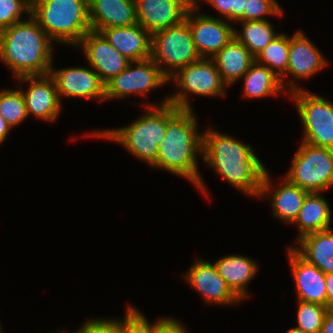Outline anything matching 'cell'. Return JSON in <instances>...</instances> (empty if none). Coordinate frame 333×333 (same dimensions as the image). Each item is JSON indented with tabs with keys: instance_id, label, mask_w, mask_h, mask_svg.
<instances>
[{
	"instance_id": "cell-1",
	"label": "cell",
	"mask_w": 333,
	"mask_h": 333,
	"mask_svg": "<svg viewBox=\"0 0 333 333\" xmlns=\"http://www.w3.org/2000/svg\"><path fill=\"white\" fill-rule=\"evenodd\" d=\"M199 129L194 108L179 109L167 103V128L158 146L157 160L151 167L182 176L209 198L198 170L197 161L202 156V132Z\"/></svg>"
},
{
	"instance_id": "cell-2",
	"label": "cell",
	"mask_w": 333,
	"mask_h": 333,
	"mask_svg": "<svg viewBox=\"0 0 333 333\" xmlns=\"http://www.w3.org/2000/svg\"><path fill=\"white\" fill-rule=\"evenodd\" d=\"M202 132V160L218 176L250 197L259 199L266 166L251 145L214 128Z\"/></svg>"
},
{
	"instance_id": "cell-3",
	"label": "cell",
	"mask_w": 333,
	"mask_h": 333,
	"mask_svg": "<svg viewBox=\"0 0 333 333\" xmlns=\"http://www.w3.org/2000/svg\"><path fill=\"white\" fill-rule=\"evenodd\" d=\"M56 45L35 19L16 22L0 31V60L14 77L47 75Z\"/></svg>"
},
{
	"instance_id": "cell-4",
	"label": "cell",
	"mask_w": 333,
	"mask_h": 333,
	"mask_svg": "<svg viewBox=\"0 0 333 333\" xmlns=\"http://www.w3.org/2000/svg\"><path fill=\"white\" fill-rule=\"evenodd\" d=\"M167 96L161 103H145L144 113L131 124L119 128L91 131L86 136L111 140L122 145L132 156L152 165L167 128ZM165 100V101H164Z\"/></svg>"
},
{
	"instance_id": "cell-5",
	"label": "cell",
	"mask_w": 333,
	"mask_h": 333,
	"mask_svg": "<svg viewBox=\"0 0 333 333\" xmlns=\"http://www.w3.org/2000/svg\"><path fill=\"white\" fill-rule=\"evenodd\" d=\"M30 15L54 43L76 47L91 30L88 0H32Z\"/></svg>"
},
{
	"instance_id": "cell-6",
	"label": "cell",
	"mask_w": 333,
	"mask_h": 333,
	"mask_svg": "<svg viewBox=\"0 0 333 333\" xmlns=\"http://www.w3.org/2000/svg\"><path fill=\"white\" fill-rule=\"evenodd\" d=\"M300 144L284 177L309 193H324L333 187V149Z\"/></svg>"
},
{
	"instance_id": "cell-7",
	"label": "cell",
	"mask_w": 333,
	"mask_h": 333,
	"mask_svg": "<svg viewBox=\"0 0 333 333\" xmlns=\"http://www.w3.org/2000/svg\"><path fill=\"white\" fill-rule=\"evenodd\" d=\"M200 58L186 20L152 35L151 59L168 79Z\"/></svg>"
},
{
	"instance_id": "cell-8",
	"label": "cell",
	"mask_w": 333,
	"mask_h": 333,
	"mask_svg": "<svg viewBox=\"0 0 333 333\" xmlns=\"http://www.w3.org/2000/svg\"><path fill=\"white\" fill-rule=\"evenodd\" d=\"M179 88L175 94L169 95L168 103L179 109H193L189 97L194 94L206 97H226L227 85L212 58H200L198 61L180 69L169 82Z\"/></svg>"
},
{
	"instance_id": "cell-9",
	"label": "cell",
	"mask_w": 333,
	"mask_h": 333,
	"mask_svg": "<svg viewBox=\"0 0 333 333\" xmlns=\"http://www.w3.org/2000/svg\"><path fill=\"white\" fill-rule=\"evenodd\" d=\"M295 102L304 134L302 141L333 149V103L304 88L288 93Z\"/></svg>"
},
{
	"instance_id": "cell-10",
	"label": "cell",
	"mask_w": 333,
	"mask_h": 333,
	"mask_svg": "<svg viewBox=\"0 0 333 333\" xmlns=\"http://www.w3.org/2000/svg\"><path fill=\"white\" fill-rule=\"evenodd\" d=\"M169 83L158 65L151 59L130 61L128 66L105 84V101L139 95L148 98L150 91Z\"/></svg>"
},
{
	"instance_id": "cell-11",
	"label": "cell",
	"mask_w": 333,
	"mask_h": 333,
	"mask_svg": "<svg viewBox=\"0 0 333 333\" xmlns=\"http://www.w3.org/2000/svg\"><path fill=\"white\" fill-rule=\"evenodd\" d=\"M198 2L188 10L185 20L189 24L195 48L201 58L214 57L234 37L235 28L228 21L198 13ZM210 56V57H209Z\"/></svg>"
},
{
	"instance_id": "cell-12",
	"label": "cell",
	"mask_w": 333,
	"mask_h": 333,
	"mask_svg": "<svg viewBox=\"0 0 333 333\" xmlns=\"http://www.w3.org/2000/svg\"><path fill=\"white\" fill-rule=\"evenodd\" d=\"M328 65L327 59L319 48L304 34L297 31L289 36V62L286 73L280 78L283 88L289 89L288 93L301 89L297 81L308 79L319 71L321 72ZM294 77L293 80L286 81L284 76ZM290 87V88H287Z\"/></svg>"
},
{
	"instance_id": "cell-13",
	"label": "cell",
	"mask_w": 333,
	"mask_h": 333,
	"mask_svg": "<svg viewBox=\"0 0 333 333\" xmlns=\"http://www.w3.org/2000/svg\"><path fill=\"white\" fill-rule=\"evenodd\" d=\"M194 262L183 276L186 283L204 299L205 304L234 306L242 302L219 275L214 263L201 258Z\"/></svg>"
},
{
	"instance_id": "cell-14",
	"label": "cell",
	"mask_w": 333,
	"mask_h": 333,
	"mask_svg": "<svg viewBox=\"0 0 333 333\" xmlns=\"http://www.w3.org/2000/svg\"><path fill=\"white\" fill-rule=\"evenodd\" d=\"M49 75L55 82L60 101L63 96L105 101V84L93 69L80 66L54 69L52 63Z\"/></svg>"
},
{
	"instance_id": "cell-15",
	"label": "cell",
	"mask_w": 333,
	"mask_h": 333,
	"mask_svg": "<svg viewBox=\"0 0 333 333\" xmlns=\"http://www.w3.org/2000/svg\"><path fill=\"white\" fill-rule=\"evenodd\" d=\"M18 81L29 83L24 91L22 86L17 85L24 95L27 114L42 121L53 122L57 120L62 109L58 90L53 78L47 75L22 76Z\"/></svg>"
},
{
	"instance_id": "cell-16",
	"label": "cell",
	"mask_w": 333,
	"mask_h": 333,
	"mask_svg": "<svg viewBox=\"0 0 333 333\" xmlns=\"http://www.w3.org/2000/svg\"><path fill=\"white\" fill-rule=\"evenodd\" d=\"M77 47L82 48L88 65L93 68L104 84L122 72L130 63V60L120 54L97 31L90 30Z\"/></svg>"
},
{
	"instance_id": "cell-17",
	"label": "cell",
	"mask_w": 333,
	"mask_h": 333,
	"mask_svg": "<svg viewBox=\"0 0 333 333\" xmlns=\"http://www.w3.org/2000/svg\"><path fill=\"white\" fill-rule=\"evenodd\" d=\"M138 24L151 35L180 24L194 0H135Z\"/></svg>"
},
{
	"instance_id": "cell-18",
	"label": "cell",
	"mask_w": 333,
	"mask_h": 333,
	"mask_svg": "<svg viewBox=\"0 0 333 333\" xmlns=\"http://www.w3.org/2000/svg\"><path fill=\"white\" fill-rule=\"evenodd\" d=\"M277 184V186L275 185L276 188L278 187L276 189L270 173L266 170L262 179L259 199L267 198L266 200L271 204L272 214L278 220L293 224L309 192L290 183L285 177Z\"/></svg>"
},
{
	"instance_id": "cell-19",
	"label": "cell",
	"mask_w": 333,
	"mask_h": 333,
	"mask_svg": "<svg viewBox=\"0 0 333 333\" xmlns=\"http://www.w3.org/2000/svg\"><path fill=\"white\" fill-rule=\"evenodd\" d=\"M286 249L297 290V300L326 306L325 274L303 259L291 246Z\"/></svg>"
},
{
	"instance_id": "cell-20",
	"label": "cell",
	"mask_w": 333,
	"mask_h": 333,
	"mask_svg": "<svg viewBox=\"0 0 333 333\" xmlns=\"http://www.w3.org/2000/svg\"><path fill=\"white\" fill-rule=\"evenodd\" d=\"M91 30L137 24L135 0H88Z\"/></svg>"
},
{
	"instance_id": "cell-21",
	"label": "cell",
	"mask_w": 333,
	"mask_h": 333,
	"mask_svg": "<svg viewBox=\"0 0 333 333\" xmlns=\"http://www.w3.org/2000/svg\"><path fill=\"white\" fill-rule=\"evenodd\" d=\"M108 43L130 61L151 58L152 35L141 25L102 29Z\"/></svg>"
},
{
	"instance_id": "cell-22",
	"label": "cell",
	"mask_w": 333,
	"mask_h": 333,
	"mask_svg": "<svg viewBox=\"0 0 333 333\" xmlns=\"http://www.w3.org/2000/svg\"><path fill=\"white\" fill-rule=\"evenodd\" d=\"M214 264L219 275L241 301L249 298L248 285L260 269L257 261L248 256L231 254L220 257Z\"/></svg>"
},
{
	"instance_id": "cell-23",
	"label": "cell",
	"mask_w": 333,
	"mask_h": 333,
	"mask_svg": "<svg viewBox=\"0 0 333 333\" xmlns=\"http://www.w3.org/2000/svg\"><path fill=\"white\" fill-rule=\"evenodd\" d=\"M212 59L227 87L241 80L255 62V57L235 36Z\"/></svg>"
},
{
	"instance_id": "cell-24",
	"label": "cell",
	"mask_w": 333,
	"mask_h": 333,
	"mask_svg": "<svg viewBox=\"0 0 333 333\" xmlns=\"http://www.w3.org/2000/svg\"><path fill=\"white\" fill-rule=\"evenodd\" d=\"M290 245L308 263L324 274L333 273V228L314 232Z\"/></svg>"
},
{
	"instance_id": "cell-25",
	"label": "cell",
	"mask_w": 333,
	"mask_h": 333,
	"mask_svg": "<svg viewBox=\"0 0 333 333\" xmlns=\"http://www.w3.org/2000/svg\"><path fill=\"white\" fill-rule=\"evenodd\" d=\"M322 193H309L300 209L299 215L293 224L297 225L298 237H302L331 228V210Z\"/></svg>"
},
{
	"instance_id": "cell-26",
	"label": "cell",
	"mask_w": 333,
	"mask_h": 333,
	"mask_svg": "<svg viewBox=\"0 0 333 333\" xmlns=\"http://www.w3.org/2000/svg\"><path fill=\"white\" fill-rule=\"evenodd\" d=\"M243 79L244 98L261 99L269 96L287 94L281 84L280 78L268 67L254 62L241 78Z\"/></svg>"
},
{
	"instance_id": "cell-27",
	"label": "cell",
	"mask_w": 333,
	"mask_h": 333,
	"mask_svg": "<svg viewBox=\"0 0 333 333\" xmlns=\"http://www.w3.org/2000/svg\"><path fill=\"white\" fill-rule=\"evenodd\" d=\"M237 23H241V30L239 32L235 29L234 36L254 57L280 34L274 31L273 24L269 20H252Z\"/></svg>"
},
{
	"instance_id": "cell-28",
	"label": "cell",
	"mask_w": 333,
	"mask_h": 333,
	"mask_svg": "<svg viewBox=\"0 0 333 333\" xmlns=\"http://www.w3.org/2000/svg\"><path fill=\"white\" fill-rule=\"evenodd\" d=\"M255 62L268 67L281 78L289 62V36L281 33L255 57Z\"/></svg>"
},
{
	"instance_id": "cell-29",
	"label": "cell",
	"mask_w": 333,
	"mask_h": 333,
	"mask_svg": "<svg viewBox=\"0 0 333 333\" xmlns=\"http://www.w3.org/2000/svg\"><path fill=\"white\" fill-rule=\"evenodd\" d=\"M0 115L12 129L28 118L26 101L18 86L0 90Z\"/></svg>"
},
{
	"instance_id": "cell-30",
	"label": "cell",
	"mask_w": 333,
	"mask_h": 333,
	"mask_svg": "<svg viewBox=\"0 0 333 333\" xmlns=\"http://www.w3.org/2000/svg\"><path fill=\"white\" fill-rule=\"evenodd\" d=\"M297 301V325L295 327L306 333H320L325 314L328 311L327 307L316 303Z\"/></svg>"
},
{
	"instance_id": "cell-31",
	"label": "cell",
	"mask_w": 333,
	"mask_h": 333,
	"mask_svg": "<svg viewBox=\"0 0 333 333\" xmlns=\"http://www.w3.org/2000/svg\"><path fill=\"white\" fill-rule=\"evenodd\" d=\"M168 318L169 317L166 318L165 316L161 317V319L151 324L141 311L129 305L123 317V330L124 333H156V330Z\"/></svg>"
},
{
	"instance_id": "cell-32",
	"label": "cell",
	"mask_w": 333,
	"mask_h": 333,
	"mask_svg": "<svg viewBox=\"0 0 333 333\" xmlns=\"http://www.w3.org/2000/svg\"><path fill=\"white\" fill-rule=\"evenodd\" d=\"M282 7L277 0H246L243 17L238 22L265 21L269 16H282Z\"/></svg>"
},
{
	"instance_id": "cell-33",
	"label": "cell",
	"mask_w": 333,
	"mask_h": 333,
	"mask_svg": "<svg viewBox=\"0 0 333 333\" xmlns=\"http://www.w3.org/2000/svg\"><path fill=\"white\" fill-rule=\"evenodd\" d=\"M31 4L27 0H0V31L30 15Z\"/></svg>"
},
{
	"instance_id": "cell-34",
	"label": "cell",
	"mask_w": 333,
	"mask_h": 333,
	"mask_svg": "<svg viewBox=\"0 0 333 333\" xmlns=\"http://www.w3.org/2000/svg\"><path fill=\"white\" fill-rule=\"evenodd\" d=\"M200 0H194L199 2ZM202 1V0H201ZM212 5L227 21L237 23L244 14L246 0H203Z\"/></svg>"
},
{
	"instance_id": "cell-35",
	"label": "cell",
	"mask_w": 333,
	"mask_h": 333,
	"mask_svg": "<svg viewBox=\"0 0 333 333\" xmlns=\"http://www.w3.org/2000/svg\"><path fill=\"white\" fill-rule=\"evenodd\" d=\"M80 333H124L123 317L118 318H94L87 319L85 324L77 329Z\"/></svg>"
},
{
	"instance_id": "cell-36",
	"label": "cell",
	"mask_w": 333,
	"mask_h": 333,
	"mask_svg": "<svg viewBox=\"0 0 333 333\" xmlns=\"http://www.w3.org/2000/svg\"><path fill=\"white\" fill-rule=\"evenodd\" d=\"M156 333H190L180 320L168 318L157 330Z\"/></svg>"
},
{
	"instance_id": "cell-37",
	"label": "cell",
	"mask_w": 333,
	"mask_h": 333,
	"mask_svg": "<svg viewBox=\"0 0 333 333\" xmlns=\"http://www.w3.org/2000/svg\"><path fill=\"white\" fill-rule=\"evenodd\" d=\"M327 300L326 307L328 310H333V273L325 274Z\"/></svg>"
},
{
	"instance_id": "cell-38",
	"label": "cell",
	"mask_w": 333,
	"mask_h": 333,
	"mask_svg": "<svg viewBox=\"0 0 333 333\" xmlns=\"http://www.w3.org/2000/svg\"><path fill=\"white\" fill-rule=\"evenodd\" d=\"M320 333H333V310H328L325 314Z\"/></svg>"
},
{
	"instance_id": "cell-39",
	"label": "cell",
	"mask_w": 333,
	"mask_h": 333,
	"mask_svg": "<svg viewBox=\"0 0 333 333\" xmlns=\"http://www.w3.org/2000/svg\"><path fill=\"white\" fill-rule=\"evenodd\" d=\"M11 130L12 128L0 115V145L8 138L7 136Z\"/></svg>"
},
{
	"instance_id": "cell-40",
	"label": "cell",
	"mask_w": 333,
	"mask_h": 333,
	"mask_svg": "<svg viewBox=\"0 0 333 333\" xmlns=\"http://www.w3.org/2000/svg\"><path fill=\"white\" fill-rule=\"evenodd\" d=\"M286 333H306V332L299 328L293 327V328H290L289 330H287Z\"/></svg>"
},
{
	"instance_id": "cell-41",
	"label": "cell",
	"mask_w": 333,
	"mask_h": 333,
	"mask_svg": "<svg viewBox=\"0 0 333 333\" xmlns=\"http://www.w3.org/2000/svg\"><path fill=\"white\" fill-rule=\"evenodd\" d=\"M2 324H1V322H0V333H3V327L1 326Z\"/></svg>"
},
{
	"instance_id": "cell-42",
	"label": "cell",
	"mask_w": 333,
	"mask_h": 333,
	"mask_svg": "<svg viewBox=\"0 0 333 333\" xmlns=\"http://www.w3.org/2000/svg\"><path fill=\"white\" fill-rule=\"evenodd\" d=\"M53 333H57V332H53ZM58 333H60V332H58ZM70 333H80V332L78 330L77 331L75 330L74 332H70Z\"/></svg>"
}]
</instances>
